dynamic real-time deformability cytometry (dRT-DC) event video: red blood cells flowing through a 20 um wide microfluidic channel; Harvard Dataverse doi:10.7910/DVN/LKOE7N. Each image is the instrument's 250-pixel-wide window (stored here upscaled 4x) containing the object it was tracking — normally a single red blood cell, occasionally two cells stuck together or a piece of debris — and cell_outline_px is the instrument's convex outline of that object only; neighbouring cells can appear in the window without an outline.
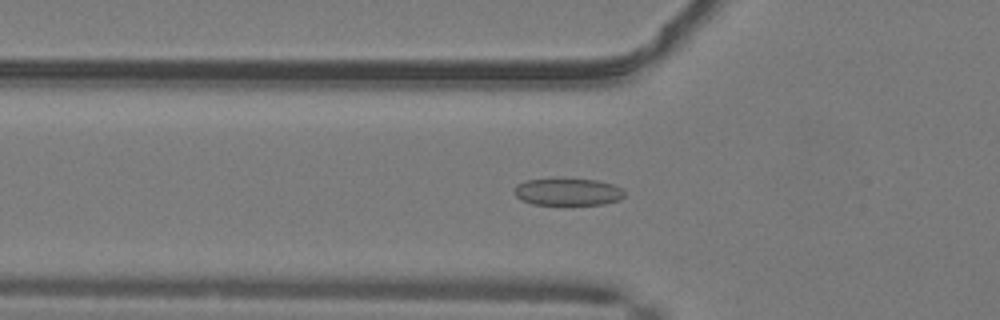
{"species": "common noctule bat (a hibernating species)", "species_latin": "Nyctalus noctula", "temperature_condition": "warm", "stored_images_in_passage": 49, "camera_frame_rate_fps": 3000, "um_per_image_px": 0.085, "animal": {"sex": "male", "body_mass_g": 19.2, "forearm_length_mm": 51.8}, "frame": {"image": 1, "passage_image": 18, "time_ms": 5.667, "image_size_px": [1000, 320], "cell_outline_px": [[624, 196], [620, 200], [604, 204], [564, 208], [532, 204], [520, 200], [512, 192], [512, 188], [516, 184], [524, 180], [564, 176], [596, 180], [612, 184], [620, 188], [624, 192]], "centroid_in_image_um": [48.18, 16.32], "position_along_channel_um": 77.6, "area_um2": 19.31}}
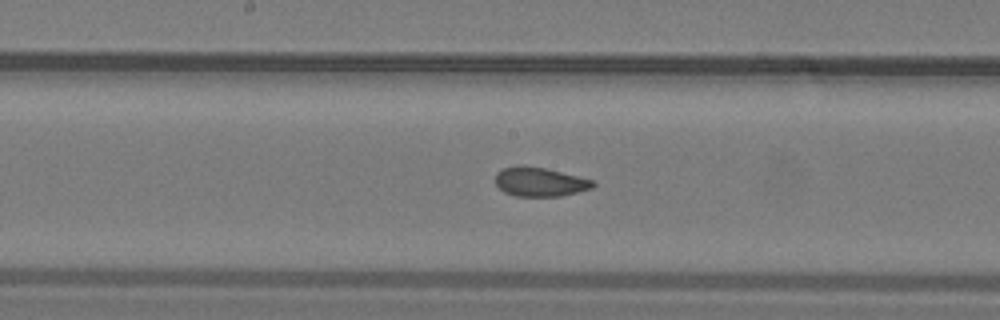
{"frame": {"image": 2, "passage_image": 27, "time_ms": 8.667, "image_size_px": [1000, 320], "cell_outline_px": [[596, 184], [592, 188], [560, 196], [516, 196], [504, 192], [496, 184], [496, 172], [504, 168], [516, 164], [524, 164], [544, 168], [592, 180]], "centroid_in_image_um": [45.84, 15.44], "position_along_channel_um": 202.4, "area_um2": 16.47}}
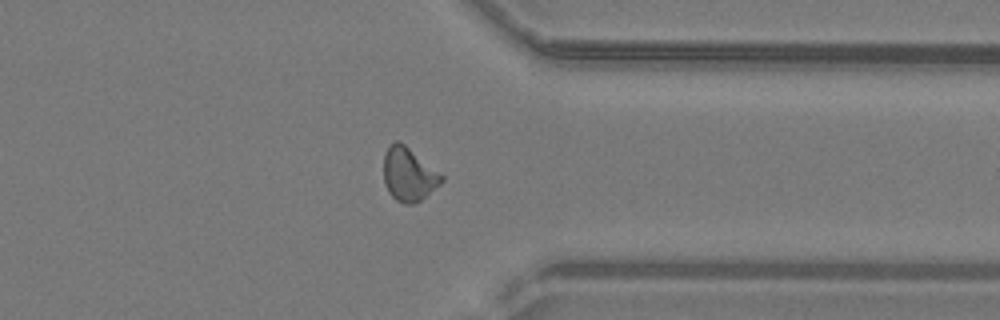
{"frame": {"image": 3, "passage_image": 40, "time_ms": 13.0, "image_size_px": [1000, 320], "cell_outline_px": [[444, 180], [440, 184], [420, 200], [412, 204], [404, 204], [396, 200], [388, 192], [384, 184], [384, 152], [396, 140], [404, 144], [440, 172], [444, 176]], "centroid_in_image_um": [34.73, 14.83], "position_along_channel_um": 376.7, "area_um2": 17.92}}